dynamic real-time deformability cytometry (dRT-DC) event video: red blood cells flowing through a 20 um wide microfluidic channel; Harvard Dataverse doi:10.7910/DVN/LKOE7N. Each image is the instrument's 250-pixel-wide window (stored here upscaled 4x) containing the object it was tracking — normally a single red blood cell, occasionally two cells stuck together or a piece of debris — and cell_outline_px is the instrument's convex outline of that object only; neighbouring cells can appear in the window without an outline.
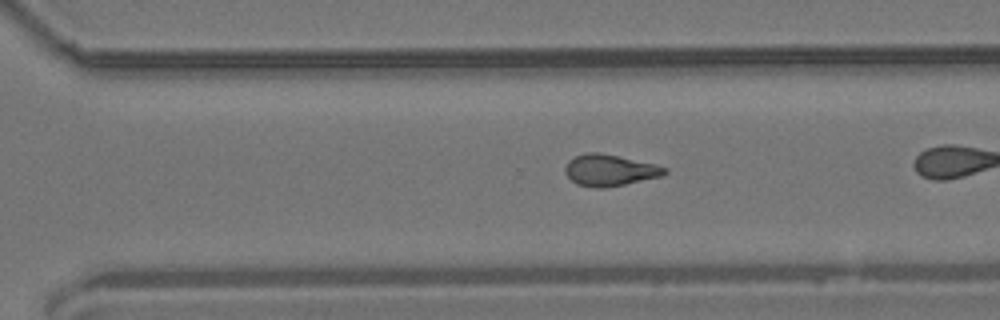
{"species": "common noctule bat (a hibernating species)", "species_latin": "Nyctalus noctula", "temperature_condition": "room temperature", "stored_images_in_passage": 38, "camera_frame_rate_fps": 3000, "um_per_image_px": 0.085, "animal": {"sex": "male", "body_mass_g": 19.2, "forearm_length_mm": 51.8}, "frame": {"image": 1, "passage_image": 33, "time_ms": 10.667, "image_size_px": [1000, 320], "cell_outline_px": [[668, 172], [664, 176], [604, 188], [596, 188], [576, 184], [564, 172], [564, 168], [568, 160], [584, 152], [596, 152], [656, 164], [668, 168]], "centroid_in_image_um": [51.83, 14.47], "position_along_channel_um": 318.8, "area_um2": 18.26}}